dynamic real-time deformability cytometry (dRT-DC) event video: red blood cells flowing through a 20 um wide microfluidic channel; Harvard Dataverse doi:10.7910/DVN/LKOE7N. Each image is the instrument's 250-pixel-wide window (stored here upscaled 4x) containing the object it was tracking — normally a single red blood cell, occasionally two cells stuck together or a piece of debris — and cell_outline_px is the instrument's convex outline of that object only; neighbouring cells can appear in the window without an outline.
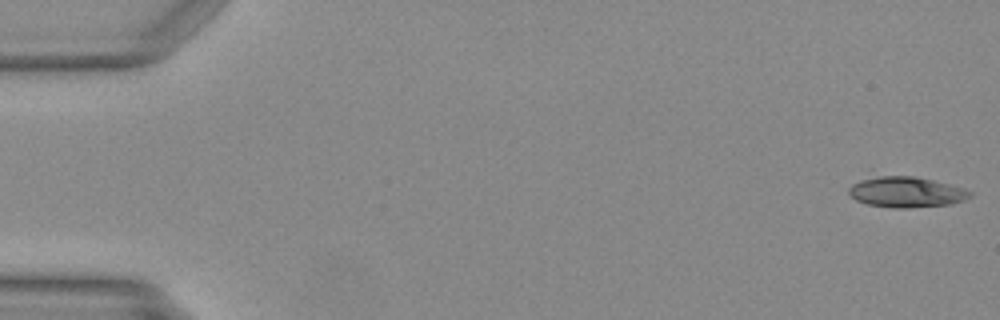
{"species": "Egyptian fruit bat (a non-hibernating species)", "species_latin": "Rousettus aegyptiacus", "temperature_condition": "warm", "stored_images_in_passage": 49, "camera_frame_rate_fps": 3000, "um_per_image_px": 0.085, "animal": {"sex": "female"}, "frame": {"image": 1, "passage_image": 1, "time_ms": 0.0, "image_size_px": [1000, 320], "cell_outline_px": [[972, 196], [964, 200], [952, 204], [908, 208], [892, 208], [868, 204], [856, 200], [848, 192], [848, 188], [852, 184], [860, 180], [880, 176], [912, 176], [932, 180], [964, 188], [972, 192]], "centroid_in_image_um": [77.05, 16.34], "position_along_channel_um": 8.0, "area_um2": 21.5}}
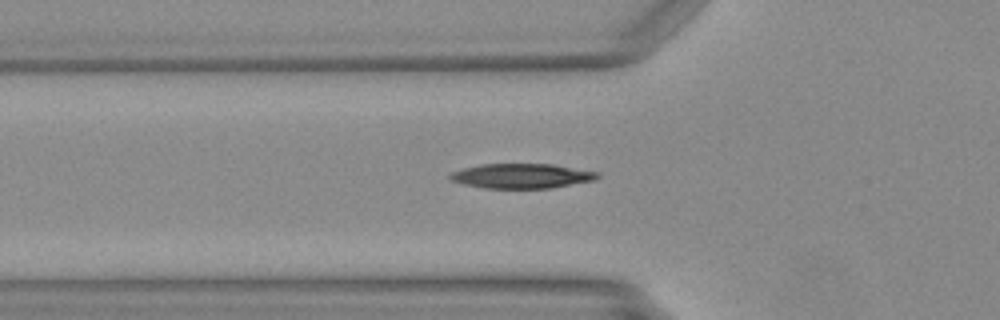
{"frame": {"image": 2, "passage_image": 17, "time_ms": 5.333, "image_size_px": [1000, 320], "cell_outline_px": [[600, 176], [592, 180], [552, 188], [484, 188], [464, 184], [448, 180], [448, 176], [452, 172], [464, 168], [480, 164], [552, 164], [600, 172]], "centroid_in_image_um": [44.31, 14.95], "position_along_channel_um": 81.5, "area_um2": 21.21}}
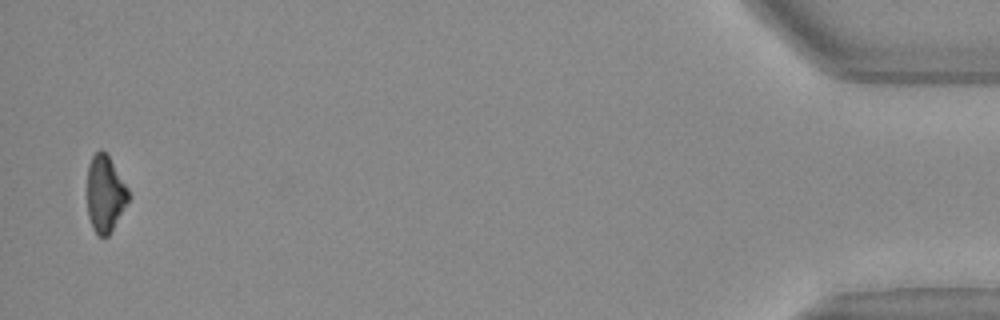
{"frame": {"image": 3, "passage_image": 48, "time_ms": 15.667, "image_size_px": [1000, 320], "cell_outline_px": [[132, 196], [108, 236], [100, 236], [92, 228], [88, 216], [88, 164], [92, 156], [100, 148], [108, 156], [128, 188]], "centroid_in_image_um": [8.95, 16.48], "position_along_channel_um": 426.2, "area_um2": 18.32}}